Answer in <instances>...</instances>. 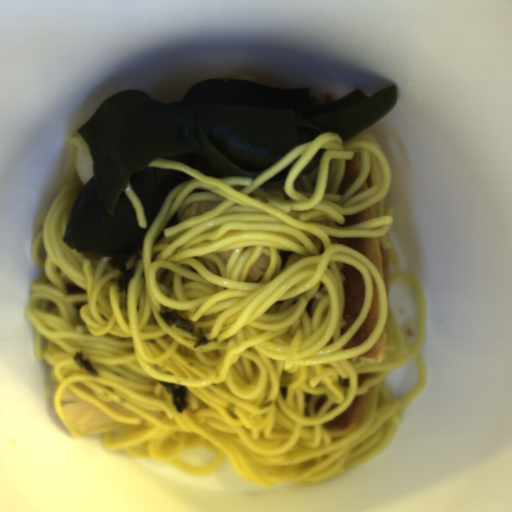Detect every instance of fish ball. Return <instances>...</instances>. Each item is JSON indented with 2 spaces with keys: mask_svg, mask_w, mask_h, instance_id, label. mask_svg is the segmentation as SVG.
<instances>
[{
  "mask_svg": "<svg viewBox=\"0 0 512 512\" xmlns=\"http://www.w3.org/2000/svg\"><path fill=\"white\" fill-rule=\"evenodd\" d=\"M95 176L93 152L90 149L86 153L78 150L77 154V178L85 186Z\"/></svg>",
  "mask_w": 512,
  "mask_h": 512,
  "instance_id": "29854b86",
  "label": "fish ball"
}]
</instances>
